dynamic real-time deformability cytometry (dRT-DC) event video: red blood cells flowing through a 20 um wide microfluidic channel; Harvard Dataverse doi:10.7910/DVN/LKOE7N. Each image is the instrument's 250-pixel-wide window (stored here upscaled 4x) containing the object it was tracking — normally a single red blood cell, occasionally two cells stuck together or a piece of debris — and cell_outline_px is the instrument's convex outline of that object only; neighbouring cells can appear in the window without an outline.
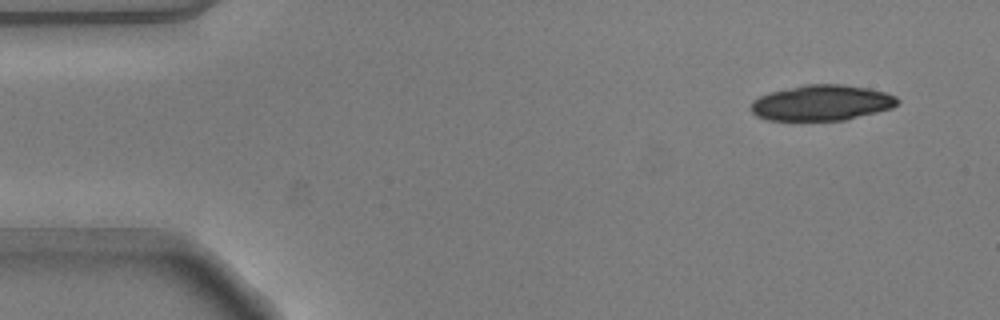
{"species": "common noctule bat (a hibernating species)", "species_latin": "Nyctalus noctula", "temperature_condition": "warm", "stored_images_in_passage": 49, "camera_frame_rate_fps": 3000, "um_per_image_px": 0.085, "animal": {"sex": "male", "body_mass_g": 20.5, "forearm_length_mm": 52.5}, "frame": {"image": 1, "passage_image": 1, "time_ms": 0.0, "image_size_px": [1000, 320], "cell_outline_px": [[900, 100], [892, 108], [844, 120], [768, 120], [756, 116], [748, 108], [752, 100], [760, 96], [772, 92], [804, 84], [844, 84], [868, 88], [884, 92], [896, 96]], "centroid_in_image_um": [69.82, 8.73], "position_along_channel_um": 15.2, "area_um2": 30.4}}